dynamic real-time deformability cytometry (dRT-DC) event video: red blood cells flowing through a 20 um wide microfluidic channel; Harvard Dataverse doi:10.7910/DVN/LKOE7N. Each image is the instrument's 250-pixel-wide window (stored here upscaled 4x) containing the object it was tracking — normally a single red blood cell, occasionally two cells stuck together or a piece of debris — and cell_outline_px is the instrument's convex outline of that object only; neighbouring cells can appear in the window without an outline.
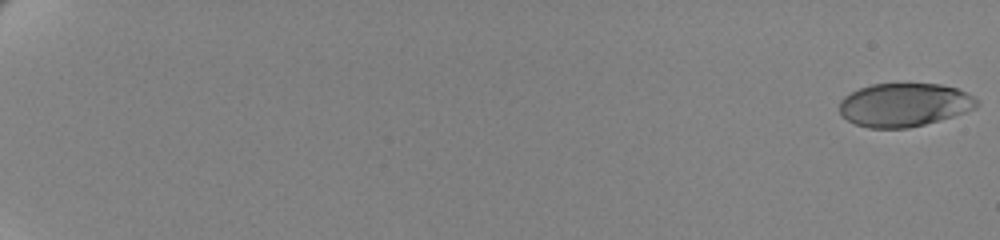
{"species": "human", "species_latin": "Homo sapiens", "temperature_condition": "cold", "stored_images_in_passage": 62, "camera_frame_rate_fps": 3000, "um_per_image_px": 0.085, "donor": {"sex": "female"}, "frame": {"image": 1, "passage_image": 1, "time_ms": 0.0, "image_size_px": [1000, 240], "cell_outline_px": [[980, 104], [976, 108], [952, 116], [924, 124], [908, 128], [868, 128], [856, 124], [848, 120], [840, 112], [840, 100], [844, 96], [860, 88], [872, 84], [940, 84], [956, 88], [972, 96]], "centroid_in_image_um": [76.85, 8.91], "position_along_channel_um": 8.2, "area_um2": 34.45}}
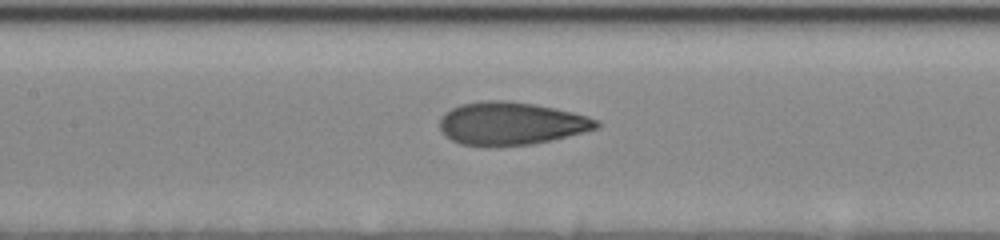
{"frame": {"image": 2, "passage_image": 34, "time_ms": 11.0, "image_size_px": [1000, 240], "cell_outline_px": [[600, 124], [596, 128], [584, 132], [552, 140], [532, 144], [492, 148], [488, 148], [460, 144], [444, 136], [440, 132], [440, 116], [444, 112], [460, 104], [484, 100], [504, 100], [532, 104], [572, 112], [588, 116], [596, 120]], "centroid_in_image_um": [43.36, 10.52], "position_along_channel_um": 164.0, "area_um2": 39.65}}
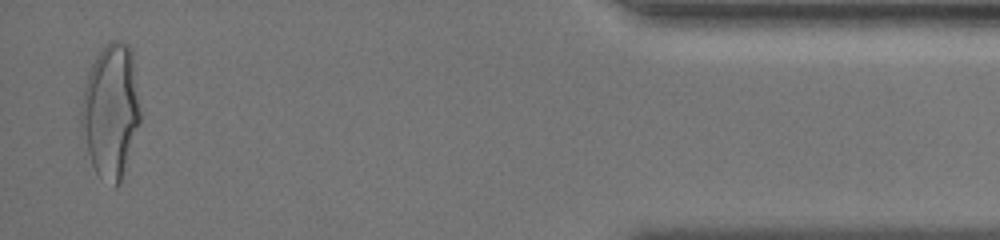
{"frame": {"image": 3, "passage_image": 61, "time_ms": 20.0, "image_size_px": [1000, 240], "cell_outline_px": [[140, 120], [120, 184], [116, 188], [112, 188], [96, 172], [92, 164], [88, 152], [80, 120], [80, 104], [88, 72], [100, 48], [108, 40], [120, 40], [128, 44], [132, 48], [140, 112]], "centroid_in_image_um": [9.41, 9.38], "position_along_channel_um": 425.8, "area_um2": 46.18}, "authors_computed_cell_mechanics": {"area_um2": 37.7434, "velocity_mm_per_s": 3.497, "shape_relaxation_time_tau1_ms": 4.7987, "shape_relaxation_time_tau2_ms": 0.9906, "deformation_change_tau1": 0.1781, "deformation_change_tau2": 0.0719}}